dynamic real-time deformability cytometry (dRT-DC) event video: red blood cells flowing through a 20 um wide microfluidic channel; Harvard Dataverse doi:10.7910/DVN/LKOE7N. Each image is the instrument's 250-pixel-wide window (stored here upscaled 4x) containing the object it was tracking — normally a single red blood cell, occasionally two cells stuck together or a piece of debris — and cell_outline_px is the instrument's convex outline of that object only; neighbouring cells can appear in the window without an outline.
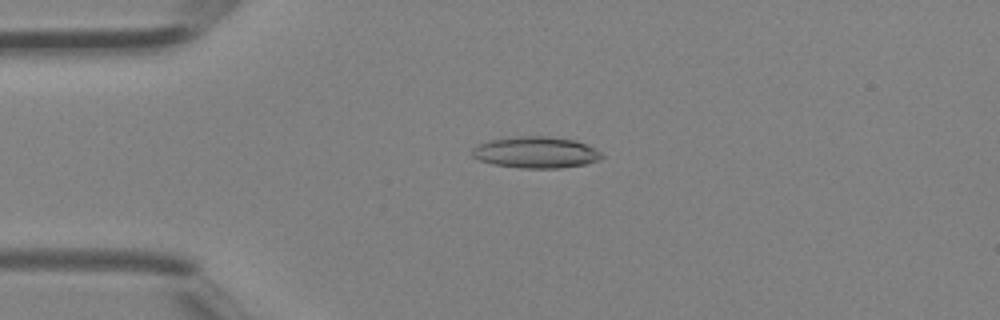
{"species": "Egyptian fruit bat (a non-hibernating species)", "species_latin": "Rousettus aegyptiacus", "temperature_condition": "room temperature", "stored_images_in_passage": 41, "camera_frame_rate_fps": 3000, "um_per_image_px": 0.085, "animal": {"sex": "female"}, "frame": {"image": 1, "passage_image": 10, "time_ms": 3.0, "image_size_px": [1000, 320], "cell_outline_px": [[604, 156], [600, 160], [588, 164], [560, 168], [520, 168], [492, 164], [476, 160], [472, 156], [472, 148], [476, 144], [488, 140], [520, 136], [548, 136], [576, 140], [588, 144], [600, 152]], "centroid_in_image_um": [45.54, 12.95], "position_along_channel_um": 39.5, "area_um2": 24.16}}
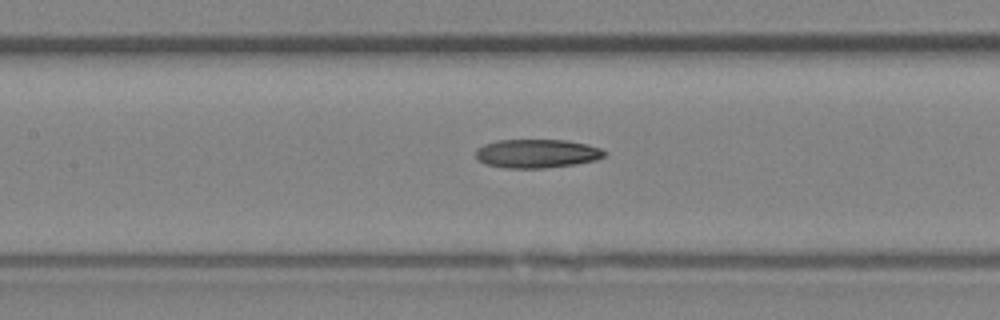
{"frame": {"image": 2, "passage_image": 19, "time_ms": 6.0, "image_size_px": [1000, 320], "cell_outline_px": [[604, 156], [596, 160], [576, 164], [544, 168], [504, 168], [484, 164], [476, 156], [476, 148], [484, 144], [496, 140], [564, 140], [588, 144], [600, 148], [604, 152]], "centroid_in_image_um": [45.6, 13.05], "position_along_channel_um": 161.8, "area_um2": 21.56}}
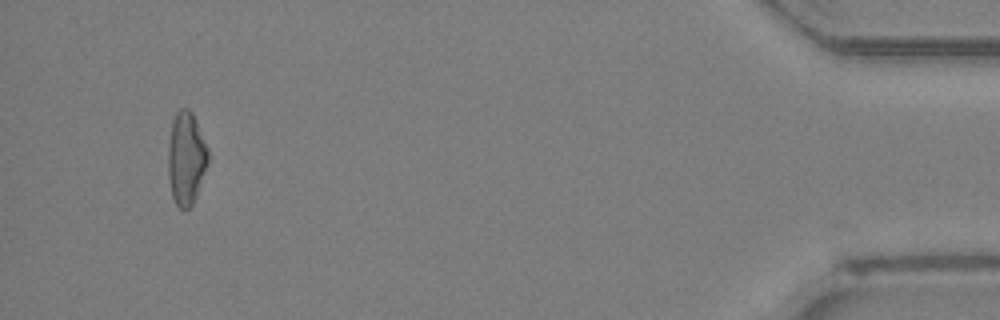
{"frame": {"image": 3, "passage_image": 39, "time_ms": 12.667, "image_size_px": [1000, 320], "cell_outline_px": [[208, 164], [196, 196], [192, 204], [184, 212], [176, 204], [172, 196], [168, 176], [168, 144], [172, 120], [176, 112], [180, 108], [188, 108], [192, 112], [208, 148]], "centroid_in_image_um": [15.81, 13.45], "position_along_channel_um": 419.4, "area_um2": 21.79}}